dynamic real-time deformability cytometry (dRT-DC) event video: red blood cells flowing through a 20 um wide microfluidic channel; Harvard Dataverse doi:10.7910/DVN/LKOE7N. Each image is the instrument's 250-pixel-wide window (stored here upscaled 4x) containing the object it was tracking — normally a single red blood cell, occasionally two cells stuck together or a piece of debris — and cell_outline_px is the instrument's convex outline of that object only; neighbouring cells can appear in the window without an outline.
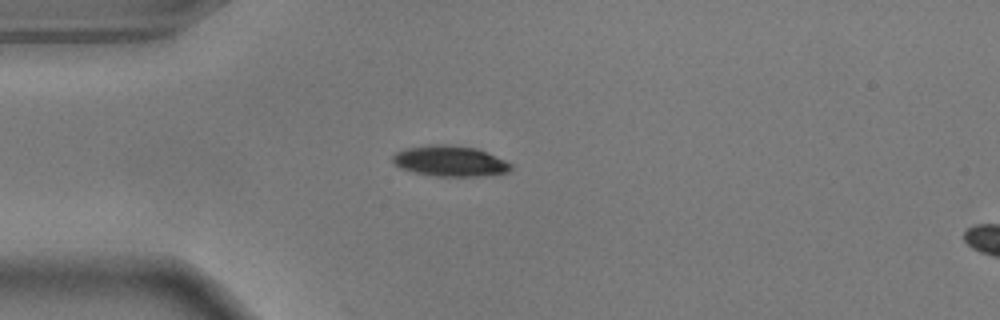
{"species": "common noctule bat (a hibernating species)", "species_latin": "Nyctalus noctula", "temperature_condition": "warm", "stored_images_in_passage": 30, "camera_frame_rate_fps": 3000, "um_per_image_px": 0.085, "animal": {"sex": "male", "body_mass_g": 17.9}, "frame": {"image": 1, "passage_image": 1, "time_ms": 0.0, "image_size_px": [1000, 320], "cell_outline_px": [[512, 168], [508, 172], [480, 176], [436, 176], [412, 172], [400, 168], [392, 164], [392, 156], [396, 152], [404, 148], [428, 144], [448, 144], [476, 148], [504, 160], [512, 164]], "centroid_in_image_um": [38.18, 13.68], "position_along_channel_um": 46.8, "area_um2": 21.27}}
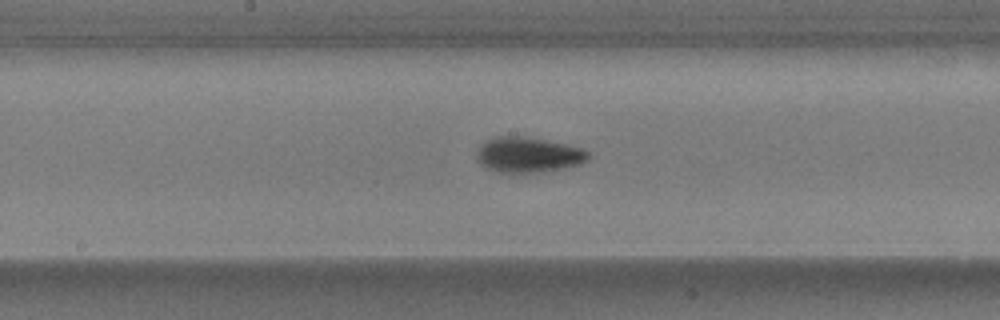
{"frame": {"image": 2, "passage_image": 15, "time_ms": 4.667, "image_size_px": [1000, 320], "cell_outline_px": [[592, 156], [588, 160], [580, 164], [540, 172], [496, 172], [484, 168], [476, 160], [476, 156], [480, 144], [484, 140], [496, 136], [528, 136], [564, 144], [580, 148], [588, 152]], "centroid_in_image_um": [44.84, 13.15], "position_along_channel_um": 203.4, "area_um2": 23.12}}
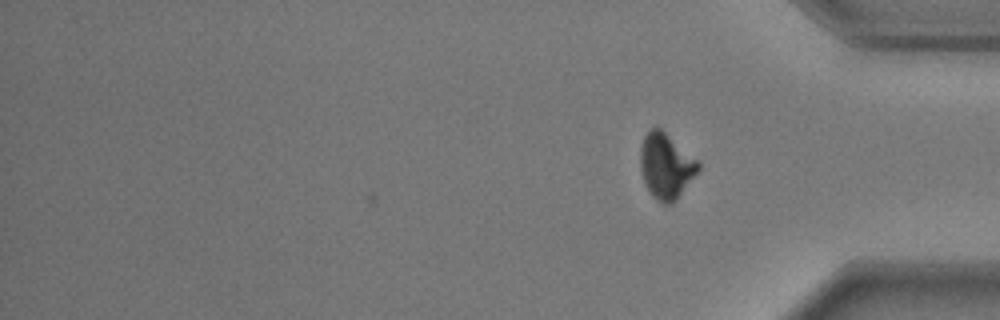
{"frame": {"image": 3, "passage_image": 30, "time_ms": 9.667, "image_size_px": [1000, 320], "cell_outline_px": [[700, 168], [676, 200], [672, 204], [664, 204], [656, 200], [652, 196], [644, 180], [640, 168], [640, 148], [644, 136], [648, 128], [656, 124], [696, 160], [700, 164]], "centroid_in_image_um": [56.57, 14.08], "position_along_channel_um": 378.6, "area_um2": 21.91}, "authors_computed_cell_mechanics": {"area_um2": 22.1952, "velocity_mm_per_s": 3.6638, "shape_relaxation_time_tau1_ms": 2.1334, "shape_relaxation_time_tau2_ms": 2.0847, "deformation_change_tau1": 0.1447, "deformation_change_tau2": 0.0538}}